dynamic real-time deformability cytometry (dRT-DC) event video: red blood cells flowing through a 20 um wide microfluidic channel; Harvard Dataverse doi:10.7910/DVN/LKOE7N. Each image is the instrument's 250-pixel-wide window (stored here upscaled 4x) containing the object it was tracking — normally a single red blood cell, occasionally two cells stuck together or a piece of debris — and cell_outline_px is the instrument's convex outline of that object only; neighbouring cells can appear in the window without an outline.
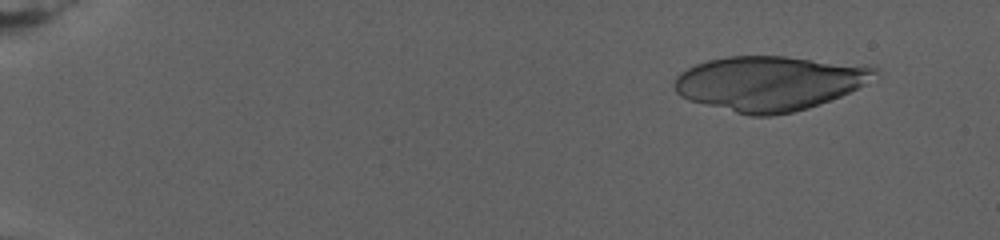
{"species": "human", "species_latin": "Homo sapiens", "temperature_condition": "warm", "stored_images_in_passage": 36, "camera_frame_rate_fps": 3000, "um_per_image_px": 0.085, "donor": {"sex": "female"}, "frame": {"image": 1, "passage_image": 3, "time_ms": 1.667, "image_size_px": [1000, 240], "cell_outline_px": [[880, 72], [864, 84], [840, 96], [820, 104], [808, 108], [792, 112], [772, 116], [748, 116], [688, 100], [680, 96], [676, 92], [672, 84], [676, 76], [680, 72], [696, 64], [708, 60], [728, 56], [784, 56], [868, 64], [880, 68]], "centroid_in_image_um": [65.42, 7.06], "position_along_channel_um": 19.6, "area_um2": 64.45}}
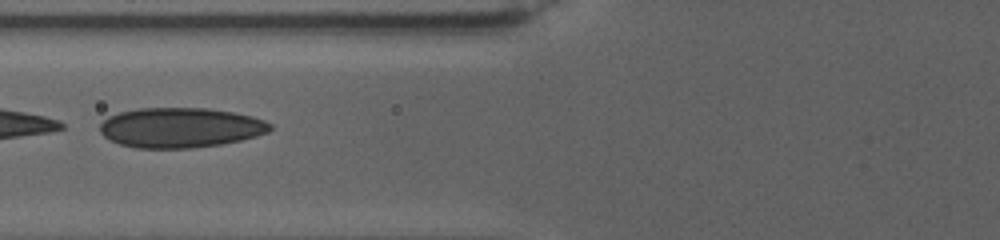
{"frame": {"image": 2, "passage_image": 16, "time_ms": 11.0, "image_size_px": [1000, 240], "cell_outline_px": [[272, 128], [268, 132], [256, 136], [240, 140], [220, 144], [192, 148], [136, 148], [120, 144], [104, 136], [100, 132], [100, 124], [108, 116], [120, 112], [140, 108], [208, 108], [232, 112], [252, 116], [264, 120], [272, 124]], "centroid_in_image_um": [15.34, 10.84], "position_along_channel_um": 110.5, "area_um2": 39.59}}
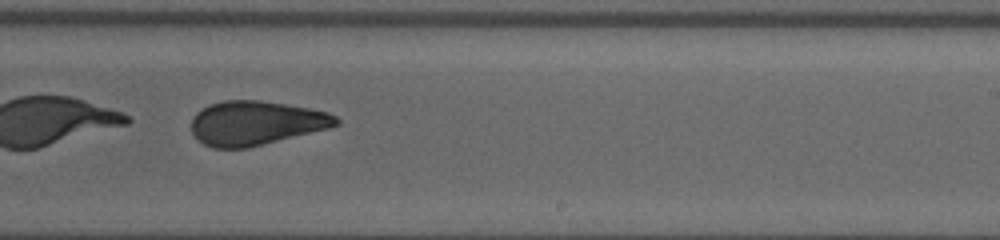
{"frame": {"image": 3, "passage_image": 33, "time_ms": 17.0, "image_size_px": [1000, 240], "cell_outline_px": [[340, 124], [328, 128], [248, 148], [212, 148], [204, 144], [192, 132], [192, 120], [196, 112], [208, 104], [224, 100], [260, 100], [308, 108], [328, 112], [336, 116], [340, 120]], "centroid_in_image_um": [21.74, 10.45], "position_along_channel_um": 267.3, "area_um2": 37.11}}